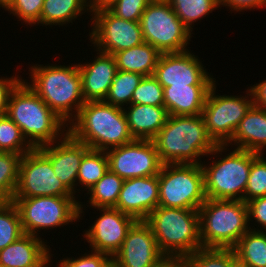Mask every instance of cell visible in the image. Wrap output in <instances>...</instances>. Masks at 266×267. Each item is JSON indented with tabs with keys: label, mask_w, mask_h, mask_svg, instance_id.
Listing matches in <instances>:
<instances>
[{
	"label": "cell",
	"mask_w": 266,
	"mask_h": 267,
	"mask_svg": "<svg viewBox=\"0 0 266 267\" xmlns=\"http://www.w3.org/2000/svg\"><path fill=\"white\" fill-rule=\"evenodd\" d=\"M163 164H201L218 145L209 135L203 116L169 115L152 139Z\"/></svg>",
	"instance_id": "1"
},
{
	"label": "cell",
	"mask_w": 266,
	"mask_h": 267,
	"mask_svg": "<svg viewBox=\"0 0 266 267\" xmlns=\"http://www.w3.org/2000/svg\"><path fill=\"white\" fill-rule=\"evenodd\" d=\"M68 132L90 149L106 151L135 139L123 108L101 101H86L68 124Z\"/></svg>",
	"instance_id": "2"
},
{
	"label": "cell",
	"mask_w": 266,
	"mask_h": 267,
	"mask_svg": "<svg viewBox=\"0 0 266 267\" xmlns=\"http://www.w3.org/2000/svg\"><path fill=\"white\" fill-rule=\"evenodd\" d=\"M28 71L31 82L25 79V83L69 124L85 103L78 64L44 66L36 63Z\"/></svg>",
	"instance_id": "3"
},
{
	"label": "cell",
	"mask_w": 266,
	"mask_h": 267,
	"mask_svg": "<svg viewBox=\"0 0 266 267\" xmlns=\"http://www.w3.org/2000/svg\"><path fill=\"white\" fill-rule=\"evenodd\" d=\"M6 115L21 129L33 148L52 144L68 132L65 129L68 124L49 108L24 79L12 91Z\"/></svg>",
	"instance_id": "4"
},
{
	"label": "cell",
	"mask_w": 266,
	"mask_h": 267,
	"mask_svg": "<svg viewBox=\"0 0 266 267\" xmlns=\"http://www.w3.org/2000/svg\"><path fill=\"white\" fill-rule=\"evenodd\" d=\"M145 222L166 258L185 257L202 248L198 210L158 206Z\"/></svg>",
	"instance_id": "5"
},
{
	"label": "cell",
	"mask_w": 266,
	"mask_h": 267,
	"mask_svg": "<svg viewBox=\"0 0 266 267\" xmlns=\"http://www.w3.org/2000/svg\"><path fill=\"white\" fill-rule=\"evenodd\" d=\"M227 149H230L227 145H217L208 154L214 157L218 155L217 159H212L207 165L201 162L205 194L210 199L244 201L251 165L257 153L233 148L230 153H224L225 156L222 153Z\"/></svg>",
	"instance_id": "6"
},
{
	"label": "cell",
	"mask_w": 266,
	"mask_h": 267,
	"mask_svg": "<svg viewBox=\"0 0 266 267\" xmlns=\"http://www.w3.org/2000/svg\"><path fill=\"white\" fill-rule=\"evenodd\" d=\"M202 248H233L250 230L247 203L207 198L198 209Z\"/></svg>",
	"instance_id": "7"
},
{
	"label": "cell",
	"mask_w": 266,
	"mask_h": 267,
	"mask_svg": "<svg viewBox=\"0 0 266 267\" xmlns=\"http://www.w3.org/2000/svg\"><path fill=\"white\" fill-rule=\"evenodd\" d=\"M77 196H41L12 198L16 205L25 234L39 235L41 229H53L75 223L84 217V206ZM83 204V205H82ZM83 214V216H82ZM71 222V223H70Z\"/></svg>",
	"instance_id": "8"
},
{
	"label": "cell",
	"mask_w": 266,
	"mask_h": 267,
	"mask_svg": "<svg viewBox=\"0 0 266 267\" xmlns=\"http://www.w3.org/2000/svg\"><path fill=\"white\" fill-rule=\"evenodd\" d=\"M206 199L201 164H163L159 173V206L198 210Z\"/></svg>",
	"instance_id": "9"
},
{
	"label": "cell",
	"mask_w": 266,
	"mask_h": 267,
	"mask_svg": "<svg viewBox=\"0 0 266 267\" xmlns=\"http://www.w3.org/2000/svg\"><path fill=\"white\" fill-rule=\"evenodd\" d=\"M140 27L144 41L160 53L188 50L192 34L167 0H152L142 13Z\"/></svg>",
	"instance_id": "10"
},
{
	"label": "cell",
	"mask_w": 266,
	"mask_h": 267,
	"mask_svg": "<svg viewBox=\"0 0 266 267\" xmlns=\"http://www.w3.org/2000/svg\"><path fill=\"white\" fill-rule=\"evenodd\" d=\"M216 83L208 91L202 116L209 135L218 145H225L254 105L251 90L245 96L216 95Z\"/></svg>",
	"instance_id": "11"
},
{
	"label": "cell",
	"mask_w": 266,
	"mask_h": 267,
	"mask_svg": "<svg viewBox=\"0 0 266 267\" xmlns=\"http://www.w3.org/2000/svg\"><path fill=\"white\" fill-rule=\"evenodd\" d=\"M75 196L55 175L50 159L33 148L21 156L18 184L13 198Z\"/></svg>",
	"instance_id": "12"
},
{
	"label": "cell",
	"mask_w": 266,
	"mask_h": 267,
	"mask_svg": "<svg viewBox=\"0 0 266 267\" xmlns=\"http://www.w3.org/2000/svg\"><path fill=\"white\" fill-rule=\"evenodd\" d=\"M91 13L89 40L96 50L113 55L145 42L139 22L118 18L108 9Z\"/></svg>",
	"instance_id": "13"
},
{
	"label": "cell",
	"mask_w": 266,
	"mask_h": 267,
	"mask_svg": "<svg viewBox=\"0 0 266 267\" xmlns=\"http://www.w3.org/2000/svg\"><path fill=\"white\" fill-rule=\"evenodd\" d=\"M108 168L123 180L159 175L163 163L152 140H138L105 151Z\"/></svg>",
	"instance_id": "14"
},
{
	"label": "cell",
	"mask_w": 266,
	"mask_h": 267,
	"mask_svg": "<svg viewBox=\"0 0 266 267\" xmlns=\"http://www.w3.org/2000/svg\"><path fill=\"white\" fill-rule=\"evenodd\" d=\"M190 51L161 53L153 76L163 87L212 86L216 82L198 55Z\"/></svg>",
	"instance_id": "15"
},
{
	"label": "cell",
	"mask_w": 266,
	"mask_h": 267,
	"mask_svg": "<svg viewBox=\"0 0 266 267\" xmlns=\"http://www.w3.org/2000/svg\"><path fill=\"white\" fill-rule=\"evenodd\" d=\"M96 209L100 211L99 217L83 231L82 236L92 251L106 253L112 258L121 249L128 231L137 220L115 207Z\"/></svg>",
	"instance_id": "16"
},
{
	"label": "cell",
	"mask_w": 266,
	"mask_h": 267,
	"mask_svg": "<svg viewBox=\"0 0 266 267\" xmlns=\"http://www.w3.org/2000/svg\"><path fill=\"white\" fill-rule=\"evenodd\" d=\"M166 257L160 252L151 227L137 221L121 249L112 257L114 267H159Z\"/></svg>",
	"instance_id": "17"
},
{
	"label": "cell",
	"mask_w": 266,
	"mask_h": 267,
	"mask_svg": "<svg viewBox=\"0 0 266 267\" xmlns=\"http://www.w3.org/2000/svg\"><path fill=\"white\" fill-rule=\"evenodd\" d=\"M39 149L50 159L58 179L74 195H76L77 191L80 193V189H76L78 170L84 154L90 148L67 132L56 142L42 146Z\"/></svg>",
	"instance_id": "18"
},
{
	"label": "cell",
	"mask_w": 266,
	"mask_h": 267,
	"mask_svg": "<svg viewBox=\"0 0 266 267\" xmlns=\"http://www.w3.org/2000/svg\"><path fill=\"white\" fill-rule=\"evenodd\" d=\"M159 206V175L124 180L116 204L118 210L145 221Z\"/></svg>",
	"instance_id": "19"
},
{
	"label": "cell",
	"mask_w": 266,
	"mask_h": 267,
	"mask_svg": "<svg viewBox=\"0 0 266 267\" xmlns=\"http://www.w3.org/2000/svg\"><path fill=\"white\" fill-rule=\"evenodd\" d=\"M95 51L93 62L78 63L85 102L105 100L118 71L112 54Z\"/></svg>",
	"instance_id": "20"
},
{
	"label": "cell",
	"mask_w": 266,
	"mask_h": 267,
	"mask_svg": "<svg viewBox=\"0 0 266 267\" xmlns=\"http://www.w3.org/2000/svg\"><path fill=\"white\" fill-rule=\"evenodd\" d=\"M43 240L24 234L0 251V267H51L54 254Z\"/></svg>",
	"instance_id": "21"
},
{
	"label": "cell",
	"mask_w": 266,
	"mask_h": 267,
	"mask_svg": "<svg viewBox=\"0 0 266 267\" xmlns=\"http://www.w3.org/2000/svg\"><path fill=\"white\" fill-rule=\"evenodd\" d=\"M225 145L263 154L266 148V111L253 105Z\"/></svg>",
	"instance_id": "22"
},
{
	"label": "cell",
	"mask_w": 266,
	"mask_h": 267,
	"mask_svg": "<svg viewBox=\"0 0 266 267\" xmlns=\"http://www.w3.org/2000/svg\"><path fill=\"white\" fill-rule=\"evenodd\" d=\"M124 112L130 133L138 140H152L169 117L164 106L130 104L127 108L124 107Z\"/></svg>",
	"instance_id": "23"
},
{
	"label": "cell",
	"mask_w": 266,
	"mask_h": 267,
	"mask_svg": "<svg viewBox=\"0 0 266 267\" xmlns=\"http://www.w3.org/2000/svg\"><path fill=\"white\" fill-rule=\"evenodd\" d=\"M211 86H169L163 87L164 107L169 115H200Z\"/></svg>",
	"instance_id": "24"
},
{
	"label": "cell",
	"mask_w": 266,
	"mask_h": 267,
	"mask_svg": "<svg viewBox=\"0 0 266 267\" xmlns=\"http://www.w3.org/2000/svg\"><path fill=\"white\" fill-rule=\"evenodd\" d=\"M161 53L149 43H142L129 49L113 54L117 69L140 74L144 77L153 76Z\"/></svg>",
	"instance_id": "25"
},
{
	"label": "cell",
	"mask_w": 266,
	"mask_h": 267,
	"mask_svg": "<svg viewBox=\"0 0 266 267\" xmlns=\"http://www.w3.org/2000/svg\"><path fill=\"white\" fill-rule=\"evenodd\" d=\"M84 11V12H83ZM90 12V0H44L37 25L63 26Z\"/></svg>",
	"instance_id": "26"
},
{
	"label": "cell",
	"mask_w": 266,
	"mask_h": 267,
	"mask_svg": "<svg viewBox=\"0 0 266 267\" xmlns=\"http://www.w3.org/2000/svg\"><path fill=\"white\" fill-rule=\"evenodd\" d=\"M236 260L247 267H266V232L247 231L233 247Z\"/></svg>",
	"instance_id": "27"
},
{
	"label": "cell",
	"mask_w": 266,
	"mask_h": 267,
	"mask_svg": "<svg viewBox=\"0 0 266 267\" xmlns=\"http://www.w3.org/2000/svg\"><path fill=\"white\" fill-rule=\"evenodd\" d=\"M124 180L110 170L85 193L90 195L87 207L107 208L116 207Z\"/></svg>",
	"instance_id": "28"
},
{
	"label": "cell",
	"mask_w": 266,
	"mask_h": 267,
	"mask_svg": "<svg viewBox=\"0 0 266 267\" xmlns=\"http://www.w3.org/2000/svg\"><path fill=\"white\" fill-rule=\"evenodd\" d=\"M182 23L190 30H194V24L213 10L219 8L220 0H167ZM193 25V26H192Z\"/></svg>",
	"instance_id": "29"
},
{
	"label": "cell",
	"mask_w": 266,
	"mask_h": 267,
	"mask_svg": "<svg viewBox=\"0 0 266 267\" xmlns=\"http://www.w3.org/2000/svg\"><path fill=\"white\" fill-rule=\"evenodd\" d=\"M108 170L106 152L89 149L84 154L78 170L77 186L82 185L80 189L85 188L83 192L89 190Z\"/></svg>",
	"instance_id": "30"
},
{
	"label": "cell",
	"mask_w": 266,
	"mask_h": 267,
	"mask_svg": "<svg viewBox=\"0 0 266 267\" xmlns=\"http://www.w3.org/2000/svg\"><path fill=\"white\" fill-rule=\"evenodd\" d=\"M144 76L118 70L110 86L105 102L124 109L131 104L134 90Z\"/></svg>",
	"instance_id": "31"
},
{
	"label": "cell",
	"mask_w": 266,
	"mask_h": 267,
	"mask_svg": "<svg viewBox=\"0 0 266 267\" xmlns=\"http://www.w3.org/2000/svg\"><path fill=\"white\" fill-rule=\"evenodd\" d=\"M32 149L21 129L6 114L0 115V152L23 156Z\"/></svg>",
	"instance_id": "32"
},
{
	"label": "cell",
	"mask_w": 266,
	"mask_h": 267,
	"mask_svg": "<svg viewBox=\"0 0 266 267\" xmlns=\"http://www.w3.org/2000/svg\"><path fill=\"white\" fill-rule=\"evenodd\" d=\"M183 258L191 267H231L236 261L233 248H200Z\"/></svg>",
	"instance_id": "33"
},
{
	"label": "cell",
	"mask_w": 266,
	"mask_h": 267,
	"mask_svg": "<svg viewBox=\"0 0 266 267\" xmlns=\"http://www.w3.org/2000/svg\"><path fill=\"white\" fill-rule=\"evenodd\" d=\"M24 234L16 205L11 201L8 205L0 207V251Z\"/></svg>",
	"instance_id": "34"
},
{
	"label": "cell",
	"mask_w": 266,
	"mask_h": 267,
	"mask_svg": "<svg viewBox=\"0 0 266 267\" xmlns=\"http://www.w3.org/2000/svg\"><path fill=\"white\" fill-rule=\"evenodd\" d=\"M263 196H266V157L257 154L251 165L244 202Z\"/></svg>",
	"instance_id": "35"
},
{
	"label": "cell",
	"mask_w": 266,
	"mask_h": 267,
	"mask_svg": "<svg viewBox=\"0 0 266 267\" xmlns=\"http://www.w3.org/2000/svg\"><path fill=\"white\" fill-rule=\"evenodd\" d=\"M21 155L0 152V188L12 199L18 184Z\"/></svg>",
	"instance_id": "36"
},
{
	"label": "cell",
	"mask_w": 266,
	"mask_h": 267,
	"mask_svg": "<svg viewBox=\"0 0 266 267\" xmlns=\"http://www.w3.org/2000/svg\"><path fill=\"white\" fill-rule=\"evenodd\" d=\"M131 104L164 106L163 86L154 76L143 77L133 92Z\"/></svg>",
	"instance_id": "37"
},
{
	"label": "cell",
	"mask_w": 266,
	"mask_h": 267,
	"mask_svg": "<svg viewBox=\"0 0 266 267\" xmlns=\"http://www.w3.org/2000/svg\"><path fill=\"white\" fill-rule=\"evenodd\" d=\"M43 2L44 0H10L3 9L16 16L18 21H23L22 24L36 26L40 20Z\"/></svg>",
	"instance_id": "38"
},
{
	"label": "cell",
	"mask_w": 266,
	"mask_h": 267,
	"mask_svg": "<svg viewBox=\"0 0 266 267\" xmlns=\"http://www.w3.org/2000/svg\"><path fill=\"white\" fill-rule=\"evenodd\" d=\"M152 0H117L107 9L116 17L139 22L142 13Z\"/></svg>",
	"instance_id": "39"
},
{
	"label": "cell",
	"mask_w": 266,
	"mask_h": 267,
	"mask_svg": "<svg viewBox=\"0 0 266 267\" xmlns=\"http://www.w3.org/2000/svg\"><path fill=\"white\" fill-rule=\"evenodd\" d=\"M91 251V253H89ZM85 252L79 258H63L60 259L57 267H110L112 265V258L103 252L97 251Z\"/></svg>",
	"instance_id": "40"
},
{
	"label": "cell",
	"mask_w": 266,
	"mask_h": 267,
	"mask_svg": "<svg viewBox=\"0 0 266 267\" xmlns=\"http://www.w3.org/2000/svg\"><path fill=\"white\" fill-rule=\"evenodd\" d=\"M247 207H248L249 225L250 221L253 222V220H255V222L257 223L255 226L259 224L262 227L261 229V227H259L258 225L256 229L254 226H249L250 230L262 231L263 229H265L263 231L266 232V196L255 198L251 201H248Z\"/></svg>",
	"instance_id": "41"
},
{
	"label": "cell",
	"mask_w": 266,
	"mask_h": 267,
	"mask_svg": "<svg viewBox=\"0 0 266 267\" xmlns=\"http://www.w3.org/2000/svg\"><path fill=\"white\" fill-rule=\"evenodd\" d=\"M19 75L0 77V115L6 114L8 102L12 91L23 80Z\"/></svg>",
	"instance_id": "42"
},
{
	"label": "cell",
	"mask_w": 266,
	"mask_h": 267,
	"mask_svg": "<svg viewBox=\"0 0 266 267\" xmlns=\"http://www.w3.org/2000/svg\"><path fill=\"white\" fill-rule=\"evenodd\" d=\"M220 5L230 7V12H244V10L265 8L266 0H220Z\"/></svg>",
	"instance_id": "43"
},
{
	"label": "cell",
	"mask_w": 266,
	"mask_h": 267,
	"mask_svg": "<svg viewBox=\"0 0 266 267\" xmlns=\"http://www.w3.org/2000/svg\"><path fill=\"white\" fill-rule=\"evenodd\" d=\"M254 105L266 111V80L250 86Z\"/></svg>",
	"instance_id": "44"
},
{
	"label": "cell",
	"mask_w": 266,
	"mask_h": 267,
	"mask_svg": "<svg viewBox=\"0 0 266 267\" xmlns=\"http://www.w3.org/2000/svg\"><path fill=\"white\" fill-rule=\"evenodd\" d=\"M165 267H191L190 264L183 258H165Z\"/></svg>",
	"instance_id": "45"
},
{
	"label": "cell",
	"mask_w": 266,
	"mask_h": 267,
	"mask_svg": "<svg viewBox=\"0 0 266 267\" xmlns=\"http://www.w3.org/2000/svg\"><path fill=\"white\" fill-rule=\"evenodd\" d=\"M117 0H90L91 11L107 9Z\"/></svg>",
	"instance_id": "46"
},
{
	"label": "cell",
	"mask_w": 266,
	"mask_h": 267,
	"mask_svg": "<svg viewBox=\"0 0 266 267\" xmlns=\"http://www.w3.org/2000/svg\"><path fill=\"white\" fill-rule=\"evenodd\" d=\"M12 199L0 188V207L8 205Z\"/></svg>",
	"instance_id": "47"
},
{
	"label": "cell",
	"mask_w": 266,
	"mask_h": 267,
	"mask_svg": "<svg viewBox=\"0 0 266 267\" xmlns=\"http://www.w3.org/2000/svg\"><path fill=\"white\" fill-rule=\"evenodd\" d=\"M231 267H247L244 264L240 263L239 261H235Z\"/></svg>",
	"instance_id": "48"
},
{
	"label": "cell",
	"mask_w": 266,
	"mask_h": 267,
	"mask_svg": "<svg viewBox=\"0 0 266 267\" xmlns=\"http://www.w3.org/2000/svg\"><path fill=\"white\" fill-rule=\"evenodd\" d=\"M6 5V0H0V7L4 8Z\"/></svg>",
	"instance_id": "49"
},
{
	"label": "cell",
	"mask_w": 266,
	"mask_h": 267,
	"mask_svg": "<svg viewBox=\"0 0 266 267\" xmlns=\"http://www.w3.org/2000/svg\"><path fill=\"white\" fill-rule=\"evenodd\" d=\"M159 267H165V259Z\"/></svg>",
	"instance_id": "50"
}]
</instances>
